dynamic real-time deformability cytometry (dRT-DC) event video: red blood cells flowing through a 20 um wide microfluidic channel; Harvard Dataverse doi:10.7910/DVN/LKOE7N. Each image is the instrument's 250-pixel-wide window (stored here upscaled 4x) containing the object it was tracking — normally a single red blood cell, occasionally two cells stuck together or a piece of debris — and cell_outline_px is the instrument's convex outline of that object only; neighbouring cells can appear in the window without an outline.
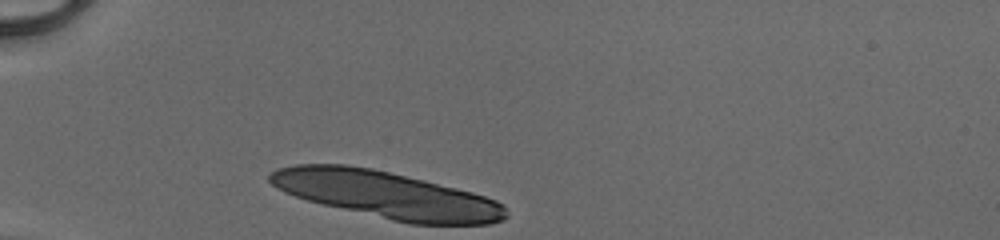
{"species": "human", "species_latin": "Homo sapiens", "temperature_condition": "cold", "stored_images_in_passage": 30, "segment_of_instrument_passage": [1, 2], "camera_frame_rate_fps": 3000, "um_per_image_px": 0.085, "donor": {"sex": "male"}, "frame": {"image": 1, "passage_image": 1, "time_ms": 0.0, "image_size_px": [1000, 240], "cell_outline_px": [[508, 216], [504, 220], [488, 224], [408, 224], [324, 204], [308, 200], [284, 192], [276, 188], [268, 180], [268, 176], [276, 168], [296, 164], [344, 164], [372, 168], [424, 180], [472, 192], [496, 200], [504, 204], [508, 212]], "centroid_in_image_um": [32.87, 16.56], "position_along_channel_um": 52.1, "area_um2": 64.33}}